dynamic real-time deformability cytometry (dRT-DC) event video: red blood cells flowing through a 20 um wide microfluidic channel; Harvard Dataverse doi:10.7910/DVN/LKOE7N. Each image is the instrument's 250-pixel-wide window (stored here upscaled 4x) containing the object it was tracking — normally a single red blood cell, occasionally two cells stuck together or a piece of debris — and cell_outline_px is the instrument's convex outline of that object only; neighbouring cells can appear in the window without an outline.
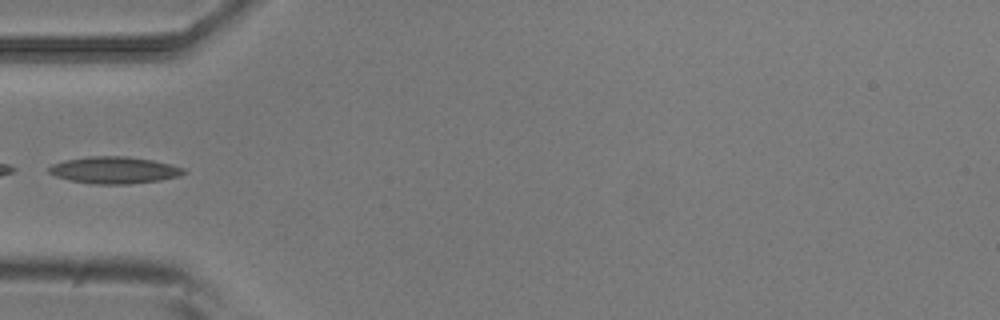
{"species": "common noctule bat (a hibernating species)", "species_latin": "Nyctalus noctula", "temperature_condition": "room temperature", "stored_images_in_passage": 5, "camera_frame_rate_fps": 3000, "um_per_image_px": 0.085, "animal": {"sex": "male", "body_mass_g": 20.5, "forearm_length_mm": 52.5}, "frame": {"image": 1, "passage_image": 4, "time_ms": 1.0, "image_size_px": [1000, 320], "cell_outline_px": [[188, 172], [180, 176], [160, 180], [128, 184], [92, 184], [68, 180], [56, 176], [48, 172], [48, 168], [52, 164], [64, 160], [88, 156], [124, 156], [152, 160], [184, 168]], "centroid_in_image_um": [9.69, 14.46], "position_along_channel_um": 75.3, "area_um2": 21.15}}
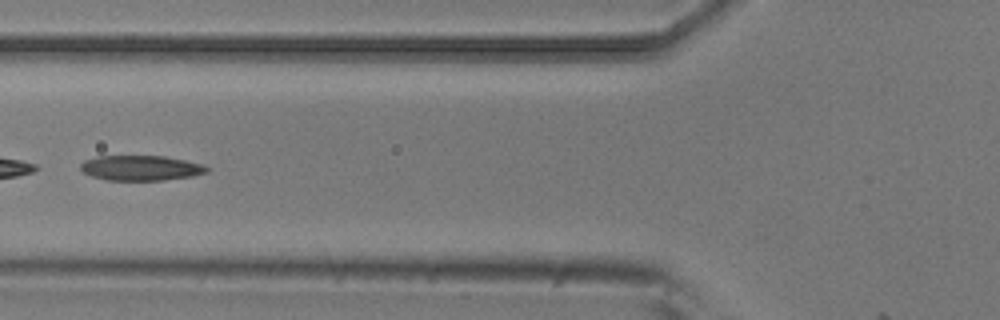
{"frame": {"image": 2, "passage_image": 5, "time_ms": 1.333, "image_size_px": [1000, 320], "cell_outline_px": [[208, 172], [192, 176], [164, 180], [108, 180], [92, 176], [84, 172], [80, 168], [80, 164], [84, 160], [96, 156], [164, 156], [204, 164], [208, 168]], "centroid_in_image_um": [11.97, 14.27], "position_along_channel_um": 113.8, "area_um2": 18.44}}